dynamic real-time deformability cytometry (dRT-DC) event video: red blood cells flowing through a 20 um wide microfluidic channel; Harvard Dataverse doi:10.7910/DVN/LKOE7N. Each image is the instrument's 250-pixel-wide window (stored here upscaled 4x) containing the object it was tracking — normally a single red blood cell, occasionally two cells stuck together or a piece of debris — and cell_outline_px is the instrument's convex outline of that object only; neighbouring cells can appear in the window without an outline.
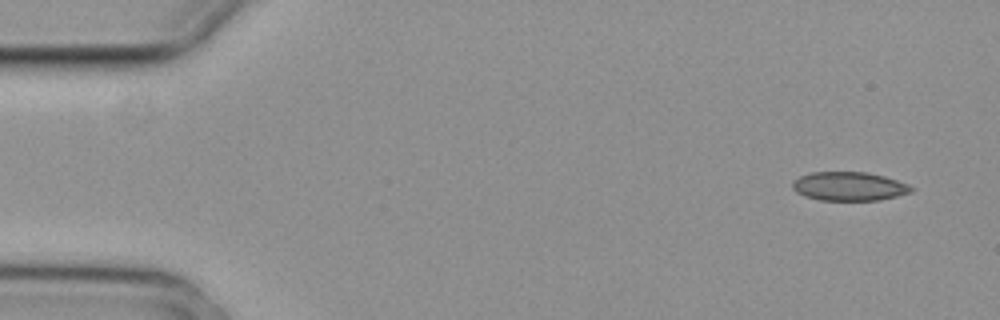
{"species": "common noctule bat (a hibernating species)", "species_latin": "Nyctalus noctula", "temperature_condition": "cold", "stored_images_in_passage": 5, "camera_frame_rate_fps": 3000, "um_per_image_px": 0.085, "animal": {"sex": "female", "body_mass_g": 29.2, "forearm_length_mm": 56.3}, "frame": {"image": 1, "passage_image": 1, "time_ms": 0.0, "image_size_px": [1000, 320], "cell_outline_px": [[916, 188], [912, 192], [880, 200], [820, 200], [804, 196], [796, 192], [792, 188], [792, 184], [800, 176], [812, 172], [864, 172], [884, 176], [908, 184]], "centroid_in_image_um": [72.19, 15.84], "position_along_channel_um": 12.8, "area_um2": 19.88}}
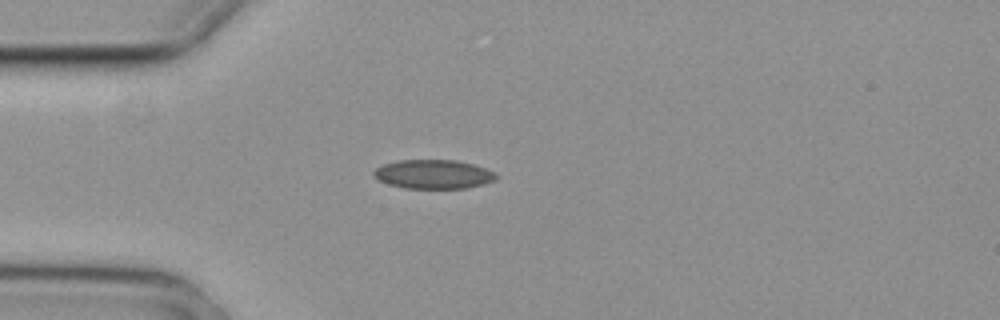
{"frame": {"image": 2, "passage_image": 4, "time_ms": 1.0, "image_size_px": [1000, 320], "cell_outline_px": [[500, 176], [496, 180], [484, 184], [468, 188], [404, 188], [388, 184], [376, 180], [372, 172], [376, 168], [384, 164], [400, 160], [456, 160], [472, 164], [496, 172]], "centroid_in_image_um": [36.86, 14.81], "position_along_channel_um": 48.1, "area_um2": 20.87}}